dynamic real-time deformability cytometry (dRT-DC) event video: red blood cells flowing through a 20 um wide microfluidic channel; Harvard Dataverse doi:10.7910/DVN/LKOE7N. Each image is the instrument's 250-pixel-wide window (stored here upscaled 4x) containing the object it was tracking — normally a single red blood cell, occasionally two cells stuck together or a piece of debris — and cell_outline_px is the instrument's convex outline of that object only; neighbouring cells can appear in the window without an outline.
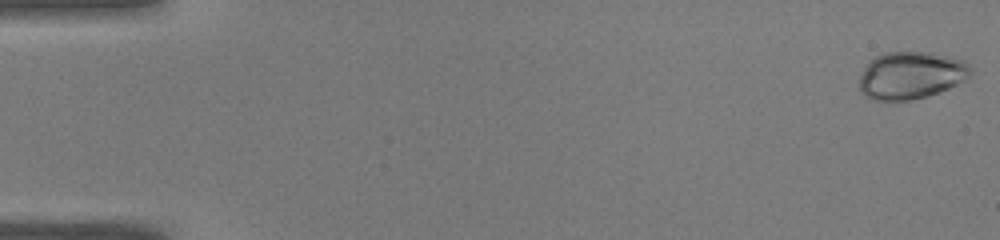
{"species": "common noctule bat (a hibernating species)", "species_latin": "Nyctalus noctula", "temperature_condition": "warm", "stored_images_in_passage": 50, "camera_frame_rate_fps": 3000, "um_per_image_px": 0.085, "animal": {"sex": "male", "body_mass_g": 19.0, "forearm_length_mm": 50.8}, "frame": {"image": 1, "passage_image": 1, "time_ms": 0.0, "image_size_px": [1000, 240], "cell_outline_px": [[972, 72], [964, 80], [940, 92], [908, 100], [876, 100], [860, 92], [860, 76], [868, 60], [884, 52], [928, 52], [952, 56], [964, 60], [972, 68]], "centroid_in_image_um": [77.44, 6.37], "position_along_channel_um": 7.6, "area_um2": 30.69}}
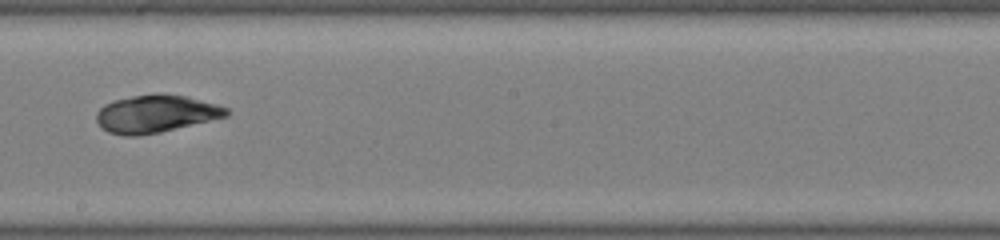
{"frame": {"image": 2, "passage_image": 29, "time_ms": 9.333, "image_size_px": [1000, 240], "cell_outline_px": [[228, 116], [160, 132], [136, 136], [124, 136], [108, 132], [96, 120], [96, 112], [104, 104], [112, 100], [132, 96], [156, 92], [184, 96], [216, 104], [228, 108]], "centroid_in_image_um": [13.21, 9.66], "position_along_channel_um": 235.0, "area_um2": 28.44}}
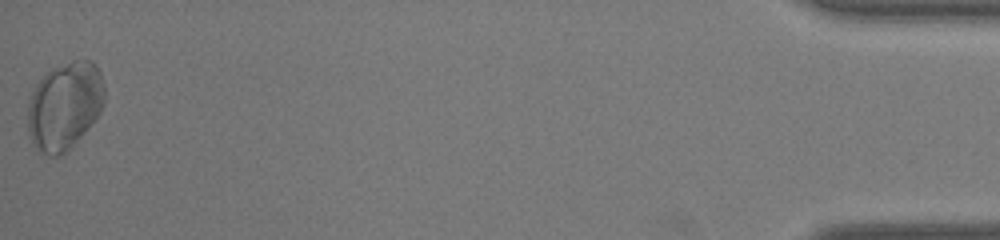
{"frame": {"image": 3, "passage_image": 50, "time_ms": 16.333, "image_size_px": [1000, 240], "cell_outline_px": [[104, 104], [100, 112], [84, 132], [64, 152], [56, 156], [48, 156], [36, 152], [28, 136], [28, 104], [32, 92], [36, 84], [48, 72], [72, 60], [92, 60], [96, 64], [100, 72], [104, 84]], "centroid_in_image_um": [5.48, 9.01], "position_along_channel_um": 429.7, "area_um2": 39.07}, "authors_computed_cell_mechanics": {"area_um2": 28.3798, "velocity_mm_per_s": 4.0723, "shape_relaxation_time_tau1_ms": 2.4251, "shape_relaxation_time_tau2_ms": 1.784, "deformation_change_tau1": 0.0689, "deformation_change_tau2": 0.0546}}